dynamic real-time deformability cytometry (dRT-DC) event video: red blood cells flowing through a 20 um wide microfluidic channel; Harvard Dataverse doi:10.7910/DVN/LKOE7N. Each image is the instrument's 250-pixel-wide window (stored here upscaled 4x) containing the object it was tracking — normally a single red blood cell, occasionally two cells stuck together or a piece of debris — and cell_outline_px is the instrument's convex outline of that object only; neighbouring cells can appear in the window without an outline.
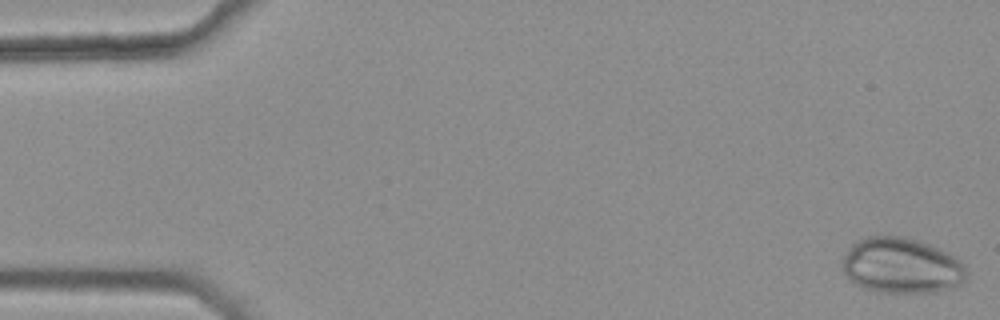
{"species": "common noctule bat (a hibernating species)", "species_latin": "Nyctalus noctula", "temperature_condition": "warm", "stored_images_in_passage": 43, "camera_frame_rate_fps": 3000, "um_per_image_px": 0.085, "animal": {"sex": "female", "body_mass_g": 25.1}, "frame": {"image": 1, "passage_image": 1, "time_ms": 0.0, "image_size_px": [1000, 320], "cell_outline_px": [[968, 280], [952, 288], [936, 292], [876, 292], [852, 284], [848, 280], [844, 272], [844, 256], [848, 248], [856, 240], [868, 236], [908, 236], [920, 240], [940, 248], [956, 256], [964, 264], [968, 276]], "centroid_in_image_um": [76.66, 22.57], "position_along_channel_um": 8.3, "area_um2": 40.92}}
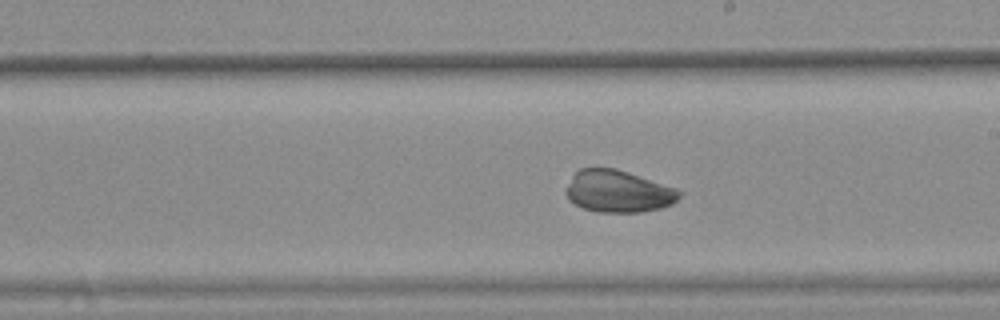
{"frame": {"image": 2, "passage_image": 30, "time_ms": 9.667, "image_size_px": [1000, 320], "cell_outline_px": [[684, 192], [672, 204], [660, 208], [640, 212], [596, 212], [584, 208], [568, 200], [564, 192], [564, 188], [572, 176], [580, 168], [616, 168], [676, 188]], "centroid_in_image_um": [52.52, 16.26], "position_along_channel_um": 236.5, "area_um2": 27.92}}
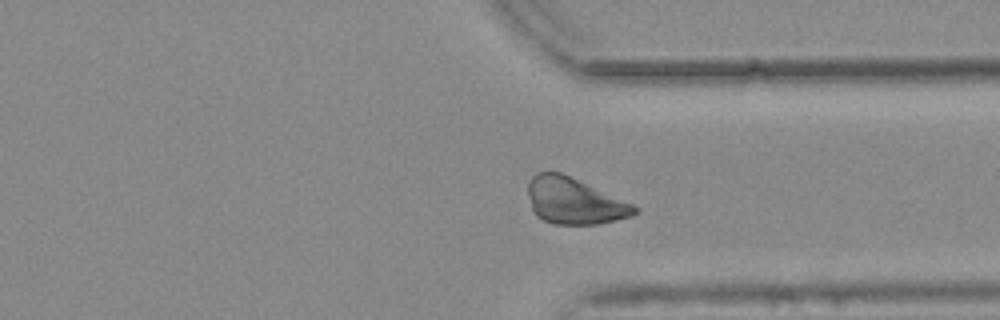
{"frame": {"image": 3, "passage_image": 40, "time_ms": 13.0, "image_size_px": [1000, 320], "cell_outline_px": [[640, 212], [632, 216], [600, 224], [556, 224], [544, 220], [536, 216], [532, 212], [528, 196], [528, 180], [536, 172], [560, 172], [632, 204], [640, 208]], "centroid_in_image_um": [48.79, 17.1], "position_along_channel_um": 362.6, "area_um2": 28.67}}